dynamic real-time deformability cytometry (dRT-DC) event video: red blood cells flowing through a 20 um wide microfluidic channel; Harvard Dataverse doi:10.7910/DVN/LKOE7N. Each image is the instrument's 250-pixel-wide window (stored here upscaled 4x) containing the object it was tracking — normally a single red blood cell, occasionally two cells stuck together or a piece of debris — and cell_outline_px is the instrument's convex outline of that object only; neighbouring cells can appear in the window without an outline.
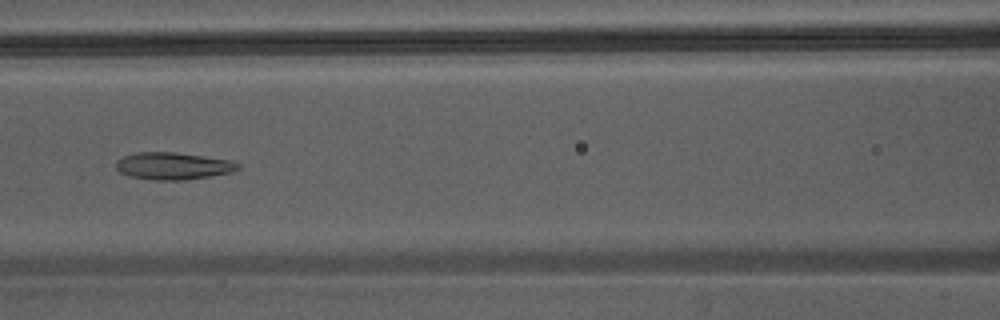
{"species": "Egyptian fruit bat (a non-hibernating species)", "species_latin": "Rousettus aegyptiacus", "temperature_condition": "warm", "stored_images_in_passage": 9, "camera_frame_rate_fps": 3000, "um_per_image_px": 0.085, "animal": {"sex": "male"}, "frame": {"image": 1, "passage_image": 7, "time_ms": 2.0, "image_size_px": [1000, 320], "cell_outline_px": [[240, 168], [232, 172], [212, 176], [188, 180], [156, 180], [128, 176], [120, 172], [116, 168], [116, 160], [124, 156], [136, 152], [176, 152], [232, 160], [240, 164]], "centroid_in_image_um": [14.73, 14.11], "position_along_channel_um": 151.9, "area_um2": 19.54}}